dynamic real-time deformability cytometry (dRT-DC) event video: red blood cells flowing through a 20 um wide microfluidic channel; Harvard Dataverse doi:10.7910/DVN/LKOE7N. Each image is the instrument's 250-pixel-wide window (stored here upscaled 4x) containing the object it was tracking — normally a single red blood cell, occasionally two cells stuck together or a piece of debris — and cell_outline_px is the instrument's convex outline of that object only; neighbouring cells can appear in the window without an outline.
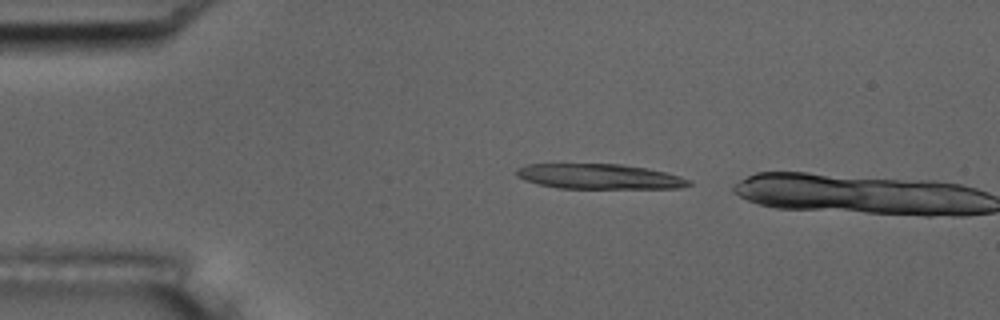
{"species": "common noctule bat (a hibernating species)", "species_latin": "Nyctalus noctula", "temperature_condition": "room temperature", "stored_images_in_passage": 4, "camera_frame_rate_fps": 3000, "um_per_image_px": 0.085, "animal": {"sex": "male", "body_mass_g": 17.5, "forearm_length_mm": 52.3}, "frame": {"image": 1, "passage_image": 3, "time_ms": 0.667, "image_size_px": [1000, 320], "cell_outline_px": [[692, 184], [680, 188], [560, 188], [540, 184], [524, 180], [516, 176], [516, 168], [528, 164], [620, 164], [648, 168], [680, 176], [692, 180]], "centroid_in_image_um": [50.95, 15.0], "position_along_channel_um": 34.0, "area_um2": 25.14}}